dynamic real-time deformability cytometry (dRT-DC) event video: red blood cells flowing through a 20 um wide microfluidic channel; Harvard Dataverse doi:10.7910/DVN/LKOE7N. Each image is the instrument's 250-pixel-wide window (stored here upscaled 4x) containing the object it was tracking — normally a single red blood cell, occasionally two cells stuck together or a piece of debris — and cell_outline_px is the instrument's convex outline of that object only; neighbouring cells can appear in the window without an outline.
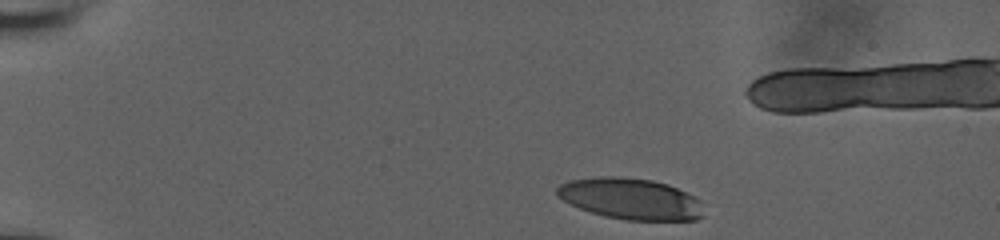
{"species": "human", "species_latin": "Homo sapiens", "temperature_condition": "room temperature", "stored_images_in_passage": 6, "camera_frame_rate_fps": 3000, "um_per_image_px": 0.085, "donor": {"sex": "male"}, "frame": {"image": 1, "passage_image": 1, "time_ms": 0.0, "image_size_px": [1000, 240], "cell_outline_px": [[704, 216], [696, 220], [628, 220], [604, 216], [580, 208], [556, 196], [556, 188], [560, 184], [568, 180], [596, 176], [620, 176], [652, 180], [668, 184], [700, 200]], "centroid_in_image_um": [53.58, 16.89], "position_along_channel_um": 31.4, "area_um2": 35.26}}
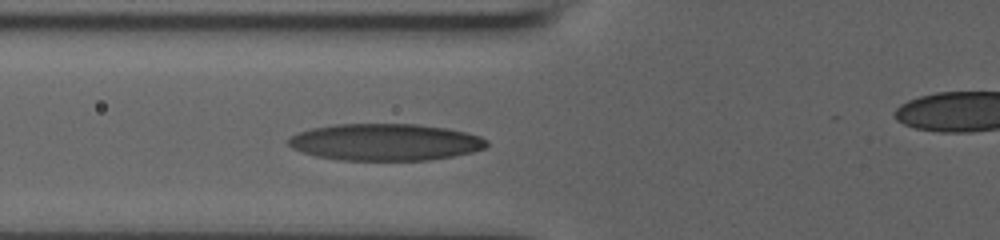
{"frame": {"image": 2, "passage_image": 6, "time_ms": 1.667, "image_size_px": [1000, 240], "cell_outline_px": [[488, 144], [484, 148], [472, 152], [452, 156], [428, 160], [340, 160], [316, 156], [292, 148], [288, 144], [288, 140], [292, 136], [300, 132], [312, 128], [336, 124], [416, 124], [448, 128], [480, 136], [488, 140]], "centroid_in_image_um": [32.76, 12.08], "position_along_channel_um": 93.0, "area_um2": 42.43}}